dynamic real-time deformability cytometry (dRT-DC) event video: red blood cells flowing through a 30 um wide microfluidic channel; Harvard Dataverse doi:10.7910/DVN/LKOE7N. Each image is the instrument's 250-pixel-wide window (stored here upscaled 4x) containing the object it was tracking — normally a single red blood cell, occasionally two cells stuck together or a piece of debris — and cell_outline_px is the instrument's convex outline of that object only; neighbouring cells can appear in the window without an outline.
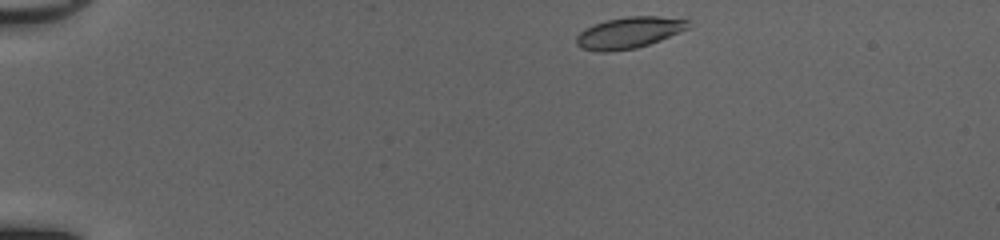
{"species": "common noctule bat (a hibernating species)", "species_latin": "Nyctalus noctula", "temperature_condition": "cold", "stored_images_in_passage": 42, "camera_frame_rate_fps": 3000, "um_per_image_px": 0.085, "animal": {"sex": "female", "body_mass_g": 20.0, "forearm_length_mm": 54.0}, "frame": {"image": 1, "passage_image": 1, "time_ms": 0.0, "image_size_px": [1000, 240], "cell_outline_px": [[692, 28], [660, 40], [636, 48], [608, 52], [596, 52], [580, 48], [576, 44], [576, 36], [580, 32], [596, 24], [608, 20], [628, 16], [656, 16], [692, 20]], "centroid_in_image_um": [53.53, 2.78], "position_along_channel_um": 31.5, "area_um2": 20.58}}
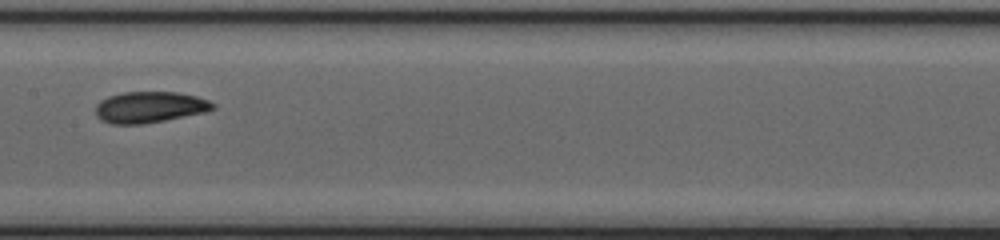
{"frame": {"image": 2, "passage_image": 19, "time_ms": 6.0, "image_size_px": [1000, 240], "cell_outline_px": [[216, 108], [204, 112], [164, 120], [140, 124], [112, 124], [100, 120], [96, 116], [96, 104], [100, 100], [108, 96], [124, 92], [176, 92], [196, 96], [208, 100], [216, 104]], "centroid_in_image_um": [12.7, 9.1], "position_along_channel_um": 194.7, "area_um2": 21.27}}
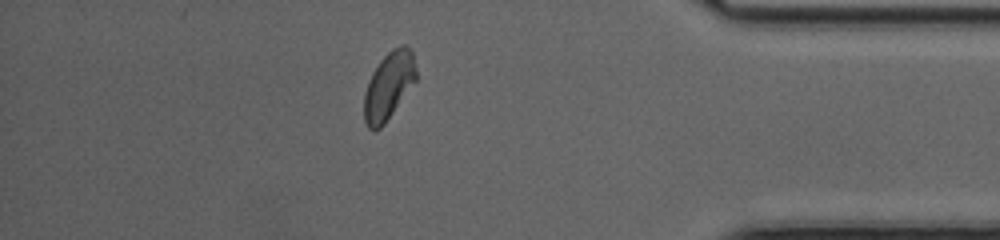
{"frame": {"image": 3, "passage_image": 36, "time_ms": 11.667, "image_size_px": [1000, 240], "cell_outline_px": [[416, 80], [384, 124], [380, 128], [372, 132], [368, 128], [364, 120], [364, 92], [372, 72], [380, 60], [392, 48], [400, 44], [404, 44], [412, 52], [416, 68]], "centroid_in_image_um": [33.02, 7.29], "position_along_channel_um": 402.2, "area_um2": 20.4}, "authors_computed_cell_mechanics": {"area_um2": 20.6057, "velocity_mm_per_s": 4.142, "shape_relaxation_time_tau1_ms": 2.6953, "shape_relaxation_time_tau2_ms": 2.0367, "deformation_change_tau1": 0.104, "deformation_change_tau2": 0.0623}}